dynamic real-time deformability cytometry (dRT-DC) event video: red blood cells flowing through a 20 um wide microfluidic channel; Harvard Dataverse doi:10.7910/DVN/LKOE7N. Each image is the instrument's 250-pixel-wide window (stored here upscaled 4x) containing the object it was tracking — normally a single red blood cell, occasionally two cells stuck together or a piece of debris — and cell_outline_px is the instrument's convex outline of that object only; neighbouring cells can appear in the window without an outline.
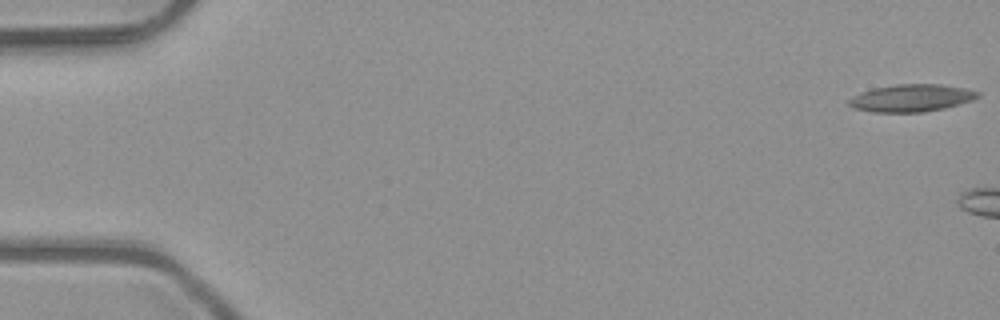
{"species": "common noctule bat (a hibernating species)", "species_latin": "Nyctalus noctula", "temperature_condition": "room temperature", "stored_images_in_passage": 2, "camera_frame_rate_fps": 3000, "um_per_image_px": 0.085, "animal": {"sex": "male", "body_mass_g": 23.1, "forearm_length_mm": 52.7}, "frame": {"image": 1, "passage_image": 1, "time_ms": 0.0, "image_size_px": [1000, 320], "cell_outline_px": [[980, 96], [972, 100], [944, 108], [920, 112], [872, 112], [852, 108], [848, 104], [848, 100], [852, 96], [860, 92], [872, 88], [896, 84], [940, 84], [964, 88], [980, 92]], "centroid_in_image_um": [77.42, 8.32], "position_along_channel_um": 7.6, "area_um2": 20.58}}